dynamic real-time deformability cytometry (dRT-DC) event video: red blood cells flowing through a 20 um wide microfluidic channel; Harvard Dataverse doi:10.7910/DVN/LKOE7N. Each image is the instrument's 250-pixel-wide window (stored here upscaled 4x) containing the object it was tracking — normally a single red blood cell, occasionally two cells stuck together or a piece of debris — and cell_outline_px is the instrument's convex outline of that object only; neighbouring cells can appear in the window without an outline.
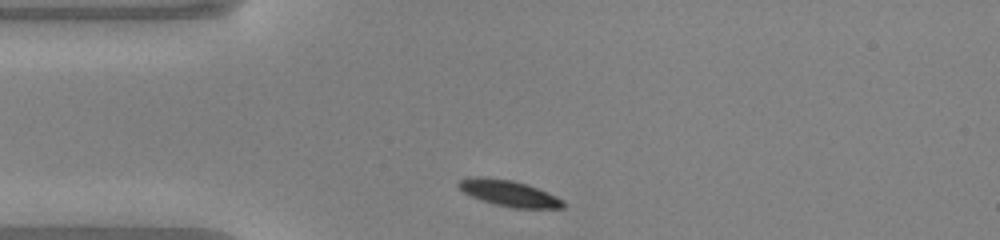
{"species": "common noctule bat (a hibernating species)", "species_latin": "Nyctalus noctula", "temperature_condition": "warm", "stored_images_in_passage": 32, "camera_frame_rate_fps": 3000, "um_per_image_px": 0.085, "animal": {"sex": "male", "body_mass_g": 20.0, "forearm_length_mm": 53.3}, "frame": {"image": 1, "passage_image": 1, "time_ms": 0.0, "image_size_px": [1000, 240], "cell_outline_px": [[564, 208], [512, 208], [496, 204], [472, 196], [464, 192], [456, 184], [460, 180], [468, 176], [476, 176], [512, 180], [536, 188], [556, 196], [564, 200]], "centroid_in_image_um": [43.25, 16.42], "position_along_channel_um": 41.7, "area_um2": 15.61}}
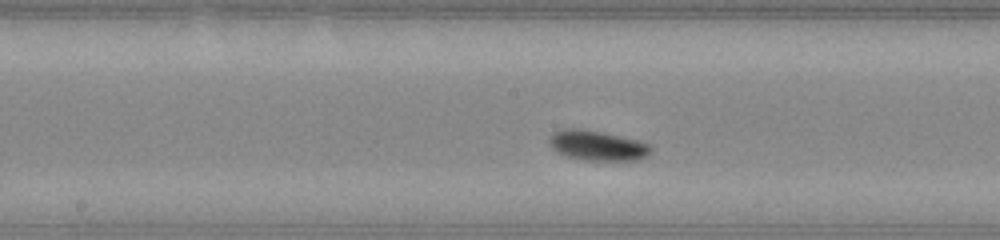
{"frame": {"image": 2, "passage_image": 14, "time_ms": 4.333, "image_size_px": [1000, 240], "cell_outline_px": [[652, 148], [644, 156], [636, 160], [584, 160], [568, 156], [556, 152], [552, 148], [548, 140], [560, 128], [576, 128], [600, 132], [636, 140], [648, 144]], "centroid_in_image_um": [50.72, 12.37], "position_along_channel_um": 197.5, "area_um2": 17.28}}
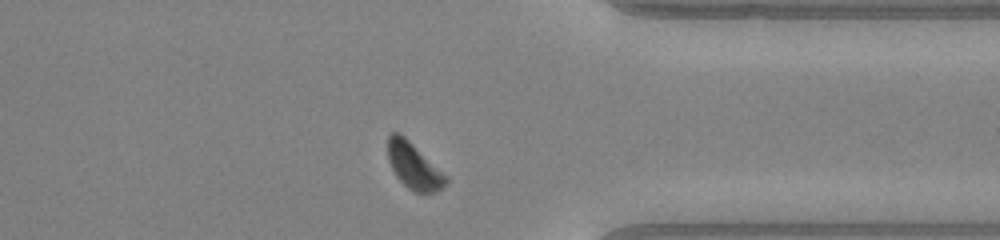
{"frame": {"image": 3, "passage_image": 28, "time_ms": 9.0, "image_size_px": [1000, 240], "cell_outline_px": [[448, 184], [436, 192], [416, 192], [408, 188], [396, 176], [388, 160], [388, 136], [392, 132], [400, 132], [448, 176]], "centroid_in_image_um": [35.19, 14.1], "position_along_channel_um": 376.2, "area_um2": 15.61}, "authors_computed_cell_mechanics": {"area_um2": 16.5308, "velocity_mm_per_s": 4.011, "shape_relaxation_time_tau1_ms": 1.8, "shape_relaxation_time_tau2_ms": 1.9581, "deformation_change_tau1": 0.0978, "deformation_change_tau2": 0.0345}}